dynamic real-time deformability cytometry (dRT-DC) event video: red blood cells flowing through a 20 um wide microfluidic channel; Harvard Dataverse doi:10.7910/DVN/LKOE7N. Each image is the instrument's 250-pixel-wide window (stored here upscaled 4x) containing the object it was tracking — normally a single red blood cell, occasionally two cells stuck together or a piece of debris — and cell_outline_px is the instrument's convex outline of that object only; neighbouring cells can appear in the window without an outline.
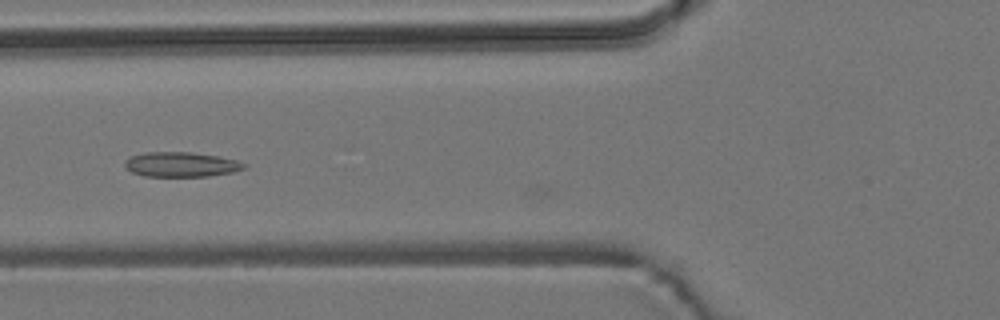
{"species": "common noctule bat (a hibernating species)", "species_latin": "Nyctalus noctula", "temperature_condition": "room temperature", "stored_images_in_passage": 53, "camera_frame_rate_fps": 3000, "um_per_image_px": 0.085, "animal": {"sex": "male", "body_mass_g": 19.2, "forearm_length_mm": 51.8}, "frame": {"image": 1, "passage_image": 20, "time_ms": 6.333, "image_size_px": [1000, 320], "cell_outline_px": [[248, 164], [244, 168], [232, 172], [208, 176], [144, 176], [132, 172], [124, 168], [124, 160], [132, 156], [144, 152], [192, 152], [216, 156], [236, 160]], "centroid_in_image_um": [15.35, 13.97], "position_along_channel_um": 110.4, "area_um2": 17.22}}
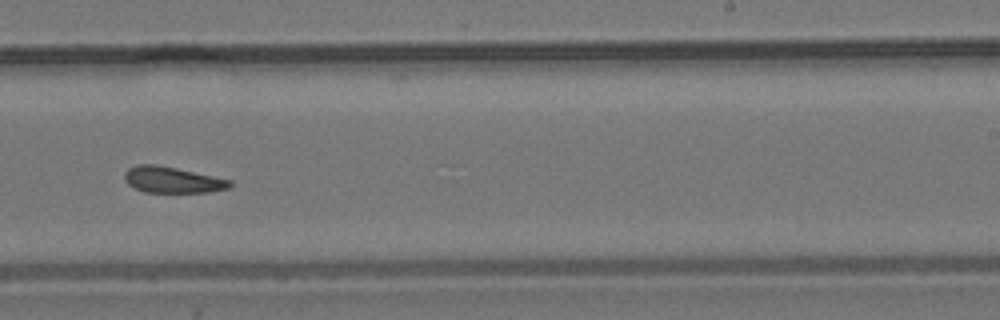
{"frame": {"image": 2, "passage_image": 33, "time_ms": 10.667, "image_size_px": [1000, 320], "cell_outline_px": [[232, 184], [228, 188], [212, 192], [144, 192], [128, 184], [124, 180], [124, 172], [128, 168], [136, 164], [156, 164], [176, 168], [232, 180]], "centroid_in_image_um": [14.63, 15.28], "position_along_channel_um": 274.4, "area_um2": 16.07}}
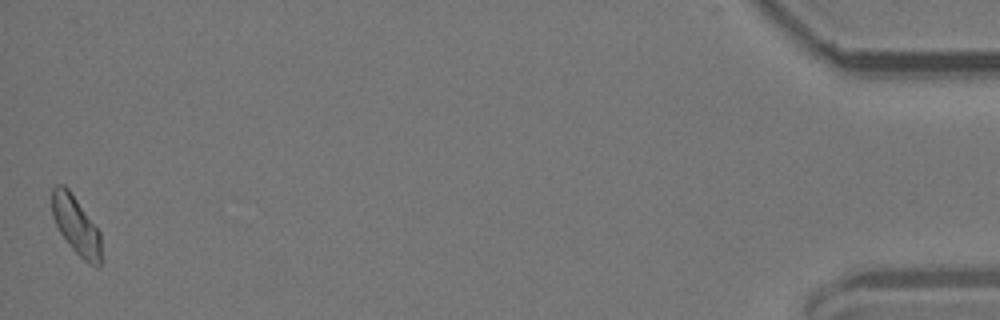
{"frame": {"image": 3, "passage_image": 53, "time_ms": 17.333, "image_size_px": [1000, 320], "cell_outline_px": [[100, 268], [96, 268], [88, 264], [72, 248], [60, 232], [52, 216], [52, 188], [56, 184], [64, 184], [68, 188], [100, 232]], "centroid_in_image_um": [6.45, 19.16], "position_along_channel_um": 428.7, "area_um2": 16.53}, "authors_computed_cell_mechanics": {"area_um2": 16.6464, "velocity_mm_per_s": 3.7878, "shape_relaxation_time_tau1_ms": null, "shape_relaxation_time_tau2_ms": 3.4647, "deformation_change_tau1": null, "deformation_change_tau2": 0.0838}}